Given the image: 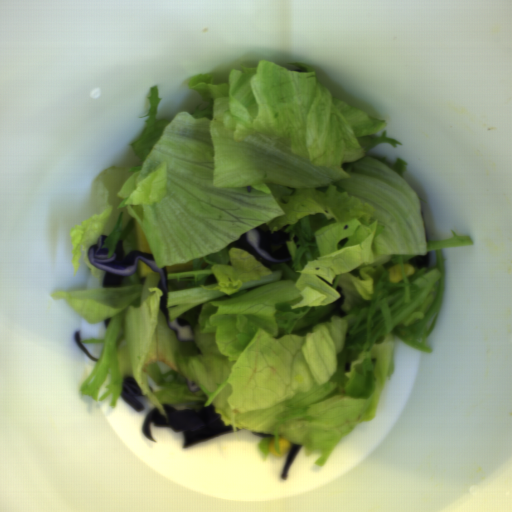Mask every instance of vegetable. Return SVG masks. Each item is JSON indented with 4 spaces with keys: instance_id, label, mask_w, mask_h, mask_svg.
Here are the masks:
<instances>
[{
    "instance_id": "obj_1",
    "label": "vegetable",
    "mask_w": 512,
    "mask_h": 512,
    "mask_svg": "<svg viewBox=\"0 0 512 512\" xmlns=\"http://www.w3.org/2000/svg\"><path fill=\"white\" fill-rule=\"evenodd\" d=\"M242 65L227 79L195 74L192 111L155 119L150 89L145 130L132 141L136 166L106 169L108 208L70 233L98 287L55 292L83 319L103 322L102 353L80 393L117 407L126 377L168 422L163 404L202 410L214 404L232 431L259 432L260 456L279 438L320 455L322 467L359 424L375 418L395 372L398 340L432 354L429 337L445 294L441 249L470 247L471 235L429 241L408 162L370 153L387 137L386 120L338 98L304 63ZM151 250H139L134 221ZM283 230L288 264L267 268L237 248L243 233ZM112 256L152 252L169 271L170 320L195 341H178L159 308L155 272L138 262L121 287H103L87 260L99 237ZM430 252V268L403 264ZM399 264L403 278L389 281ZM186 378L201 388L188 390Z\"/></svg>"
}]
</instances>
